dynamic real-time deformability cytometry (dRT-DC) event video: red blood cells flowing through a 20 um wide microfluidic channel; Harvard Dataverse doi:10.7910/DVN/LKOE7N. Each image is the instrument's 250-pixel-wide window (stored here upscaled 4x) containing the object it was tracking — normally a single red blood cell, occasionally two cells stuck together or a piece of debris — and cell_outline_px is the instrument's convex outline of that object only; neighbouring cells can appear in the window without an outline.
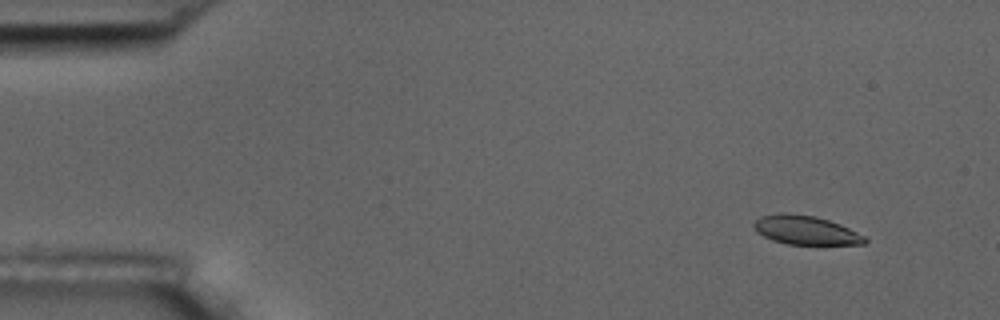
{"species": "common noctule bat (a hibernating species)", "species_latin": "Nyctalus noctula", "temperature_condition": "room temperature", "stored_images_in_passage": 5, "camera_frame_rate_fps": 3000, "um_per_image_px": 0.085, "animal": {"sex": "male", "body_mass_g": 17.5, "forearm_length_mm": 52.3}, "frame": {"image": 1, "passage_image": 2, "time_ms": 1.333, "image_size_px": [1000, 320], "cell_outline_px": [[868, 240], [864, 244], [788, 244], [772, 240], [756, 232], [752, 224], [760, 216], [780, 212], [788, 212], [816, 216], [840, 224], [864, 236]], "centroid_in_image_um": [68.43, 19.54], "position_along_channel_um": 16.6, "area_um2": 18.73}}
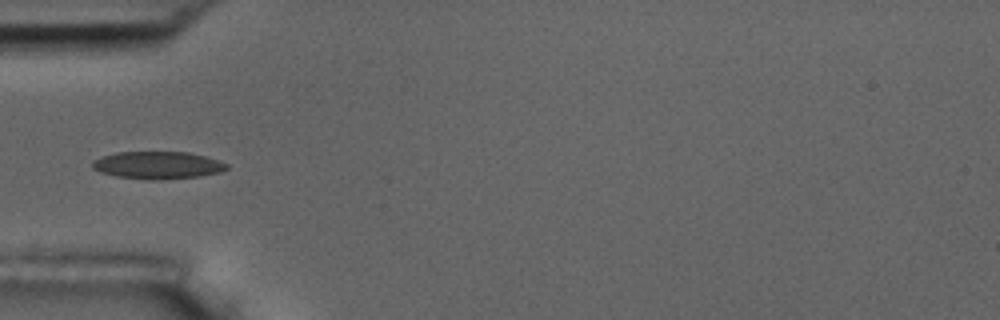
{"frame": {"image": 2, "passage_image": 5, "time_ms": 5.667, "image_size_px": [1000, 320], "cell_outline_px": [[228, 168], [220, 172], [200, 176], [160, 180], [148, 180], [116, 176], [100, 172], [92, 168], [92, 160], [100, 156], [116, 152], [188, 152], [204, 156], [228, 164]], "centroid_in_image_um": [13.36, 14.04], "position_along_channel_um": 71.6, "area_um2": 21.56}}